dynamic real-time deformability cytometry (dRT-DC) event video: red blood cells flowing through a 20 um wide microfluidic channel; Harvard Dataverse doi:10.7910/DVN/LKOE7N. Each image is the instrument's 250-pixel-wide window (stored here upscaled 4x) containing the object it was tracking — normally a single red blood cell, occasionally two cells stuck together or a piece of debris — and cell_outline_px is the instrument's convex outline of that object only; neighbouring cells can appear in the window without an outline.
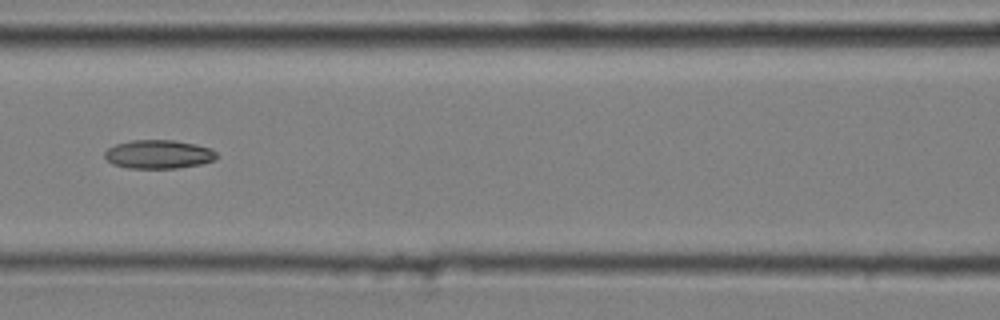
{"species": "common noctule bat (a hibernating species)", "species_latin": "Nyctalus noctula", "temperature_condition": "cold", "stored_images_in_passage": 9, "camera_frame_rate_fps": 3000, "um_per_image_px": 0.085, "animal": {"sex": "male", "body_mass_g": 20.4}, "frame": {"image": 1, "passage_image": 7, "time_ms": 2.0, "image_size_px": [1000, 320], "cell_outline_px": [[220, 156], [216, 160], [200, 164], [176, 168], [128, 168], [112, 164], [104, 156], [104, 152], [108, 148], [116, 144], [132, 140], [176, 140], [196, 144], [212, 148]], "centroid_in_image_um": [13.52, 13.11], "position_along_channel_um": 153.1, "area_um2": 18.9}}
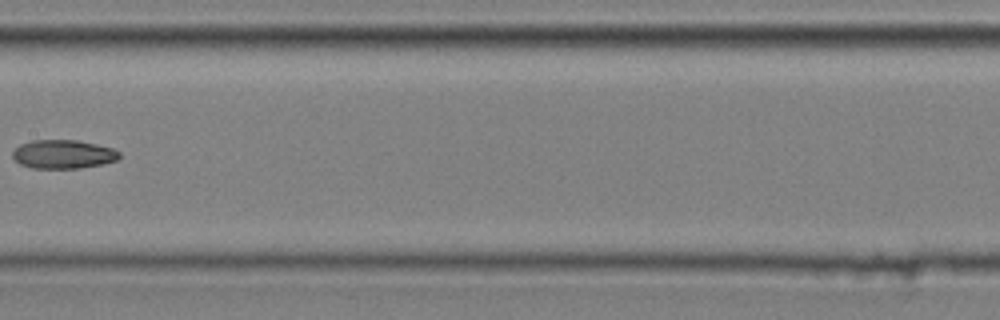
{"frame": {"image": 2, "passage_image": 8, "time_ms": 2.333, "image_size_px": [1000, 320], "cell_outline_px": [[120, 156], [116, 160], [104, 164], [80, 168], [32, 168], [20, 164], [12, 156], [12, 152], [20, 144], [32, 140], [76, 140], [96, 144], [112, 148], [120, 152]], "centroid_in_image_um": [5.37, 13.11], "position_along_channel_um": 202.0, "area_um2": 17.86}}
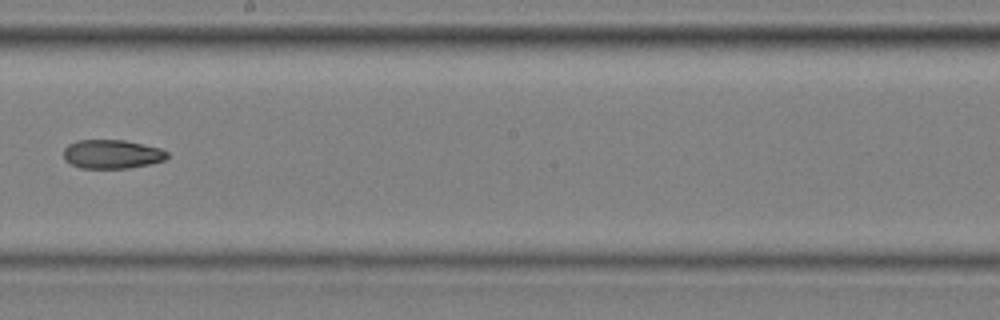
{"frame": {"image": 3, "passage_image": 9, "time_ms": 2.667, "image_size_px": [1000, 320], "cell_outline_px": [[168, 156], [164, 160], [148, 164], [128, 168], [80, 168], [64, 160], [64, 148], [68, 144], [80, 140], [124, 140], [160, 148], [168, 152]], "centroid_in_image_um": [9.5, 13.1], "position_along_channel_um": 238.7, "area_um2": 17.34}}